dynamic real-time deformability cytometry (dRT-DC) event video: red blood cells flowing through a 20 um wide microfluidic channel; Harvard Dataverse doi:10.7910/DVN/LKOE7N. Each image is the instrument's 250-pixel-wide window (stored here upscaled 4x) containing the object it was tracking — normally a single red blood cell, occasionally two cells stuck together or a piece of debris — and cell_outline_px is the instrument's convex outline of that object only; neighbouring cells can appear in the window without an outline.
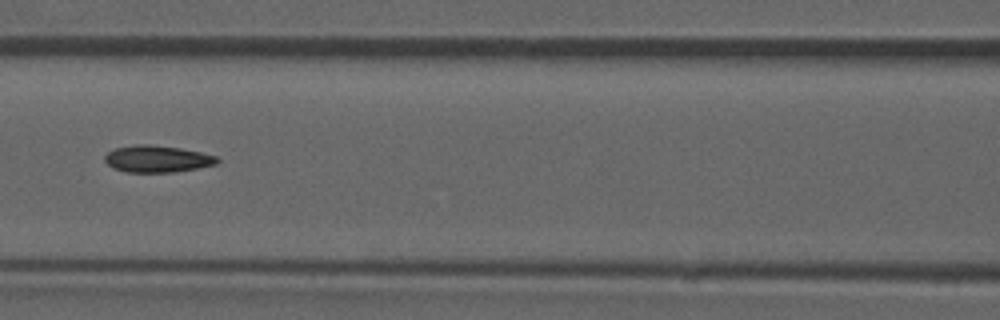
{"species": "common noctule bat (a hibernating species)", "species_latin": "Nyctalus noctula", "temperature_condition": "room temperature", "stored_images_in_passage": 52, "camera_frame_rate_fps": 3000, "um_per_image_px": 0.085, "animal": {"sex": "male", "forearm_length_mm": 52.5}, "frame": {"image": 1, "passage_image": 23, "time_ms": 7.333, "image_size_px": [1000, 320], "cell_outline_px": [[220, 160], [216, 164], [196, 168], [172, 172], [124, 172], [112, 168], [104, 160], [104, 156], [108, 152], [116, 148], [136, 144], [148, 144], [180, 148], [200, 152], [216, 156]], "centroid_in_image_um": [13.33, 13.5], "position_along_channel_um": 153.3, "area_um2": 17.51}, "authors_computed_cell_mechanics": {"area_um2": 17.5134, "velocity_mm_per_s": 3.9093, "shape_relaxation_time_tau1_ms": 7.4985, "shape_relaxation_time_tau2_ms": 3.999, "deformation_change_tau1": 0.1631, "deformation_change_tau2": 0.1178}}